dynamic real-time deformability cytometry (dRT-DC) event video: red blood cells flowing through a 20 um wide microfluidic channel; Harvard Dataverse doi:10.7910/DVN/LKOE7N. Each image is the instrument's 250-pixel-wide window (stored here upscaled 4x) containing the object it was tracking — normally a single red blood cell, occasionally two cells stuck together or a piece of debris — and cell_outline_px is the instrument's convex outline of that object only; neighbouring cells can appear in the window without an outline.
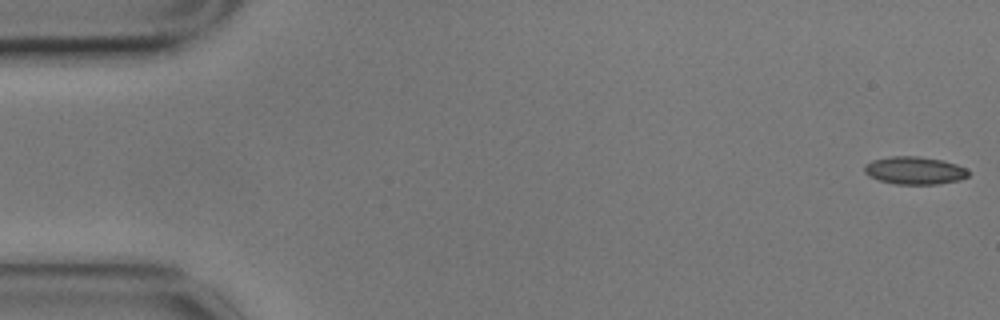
{"species": "common noctule bat (a hibernating species)", "species_latin": "Nyctalus noctula", "temperature_condition": "cold", "stored_images_in_passage": 56, "camera_frame_rate_fps": 3000, "um_per_image_px": 0.085, "animal": {"sex": "male", "body_mass_g": 17.9}, "frame": {"image": 1, "passage_image": 1, "time_ms": 0.0, "image_size_px": [1000, 320], "cell_outline_px": [[968, 176], [960, 180], [936, 184], [896, 184], [880, 180], [868, 176], [864, 172], [864, 164], [872, 160], [892, 156], [920, 156], [944, 160], [956, 164], [964, 168], [968, 172]], "centroid_in_image_um": [77.71, 14.48], "position_along_channel_um": 7.3, "area_um2": 16.82}}
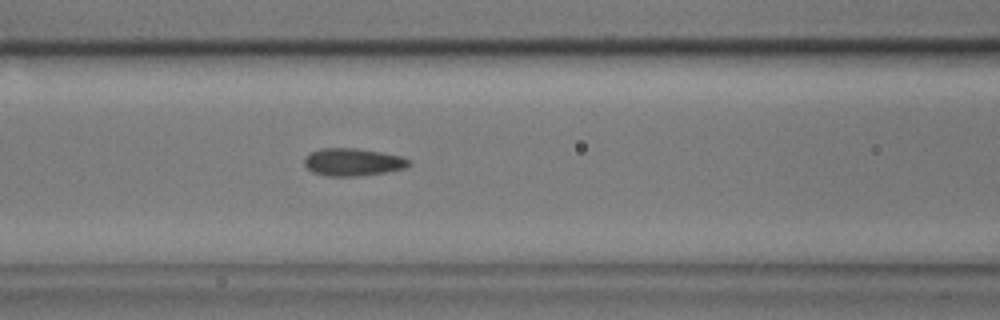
{"frame": {"image": 2, "passage_image": 23, "time_ms": 7.333, "image_size_px": [1000, 320], "cell_outline_px": [[412, 164], [404, 168], [384, 172], [356, 176], [328, 176], [312, 172], [304, 164], [304, 160], [312, 152], [320, 148], [356, 148], [380, 152], [400, 156], [412, 160]], "centroid_in_image_um": [30.01, 13.77], "position_along_channel_um": 136.6, "area_um2": 16.65}}
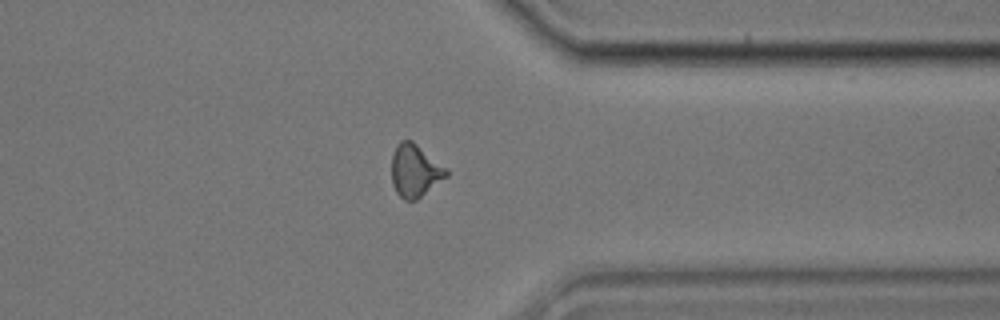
{"frame": {"image": 3, "passage_image": 44, "time_ms": 14.333, "image_size_px": [1000, 320], "cell_outline_px": [[448, 176], [416, 200], [404, 200], [396, 192], [392, 184], [392, 152], [400, 140], [412, 140], [448, 168]], "centroid_in_image_um": [35.28, 14.49], "position_along_channel_um": 376.1, "area_um2": 16.94}, "authors_computed_cell_mechanics": {"area_um2": 16.5597, "velocity_mm_per_s": 3.5065, "shape_relaxation_time_tau1_ms": 4.3886, "shape_relaxation_time_tau2_ms": 1.5827, "deformation_change_tau1": 0.1167, "deformation_change_tau2": 0.0612}}